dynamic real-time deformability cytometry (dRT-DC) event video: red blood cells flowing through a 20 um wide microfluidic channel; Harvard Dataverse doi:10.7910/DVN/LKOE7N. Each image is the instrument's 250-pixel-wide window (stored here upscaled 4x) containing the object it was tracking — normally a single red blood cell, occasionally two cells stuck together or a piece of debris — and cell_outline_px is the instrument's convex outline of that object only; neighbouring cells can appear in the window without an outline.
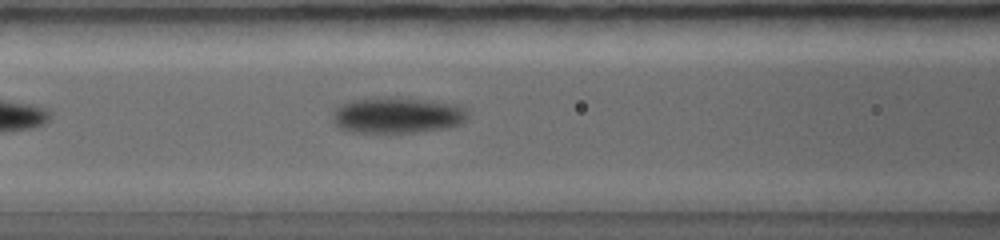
{"species": "common noctule bat (a hibernating species)", "species_latin": "Nyctalus noctula", "temperature_condition": "warm", "stored_images_in_passage": 10, "camera_frame_rate_fps": 5000, "um_per_image_px": 0.085, "animal": {"sex": "female", "body_mass_g": 19.0, "forearm_length_mm": 56.7}, "frame": {"image": 1, "passage_image": 5, "time_ms": 2.4, "image_size_px": [1000, 240], "cell_outline_px": [[468, 116], [460, 124], [440, 128], [412, 132], [360, 132], [340, 128], [332, 120], [332, 112], [336, 104], [352, 100], [372, 96], [424, 100], [456, 104], [468, 108]], "centroid_in_image_um": [33.7, 9.76], "position_along_channel_um": 132.9, "area_um2": 28.32}}
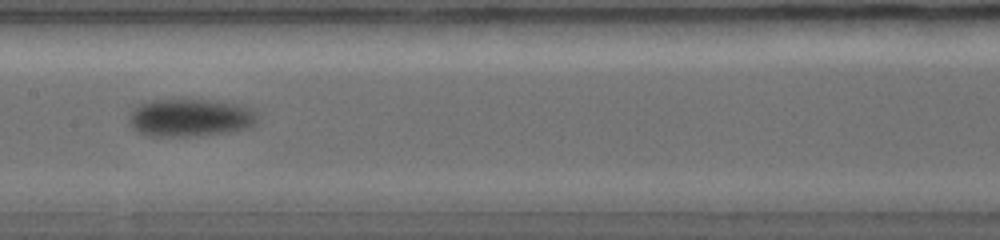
{"frame": {"image": 2, "passage_image": 7, "time_ms": 3.4, "image_size_px": [1000, 240], "cell_outline_px": [[256, 120], [248, 128], [184, 136], [148, 136], [132, 128], [128, 120], [128, 116], [140, 104], [156, 100], [204, 100], [236, 104], [252, 108], [256, 112]], "centroid_in_image_um": [16.11, 9.99], "position_along_channel_um": 191.3, "area_um2": 27.4}}
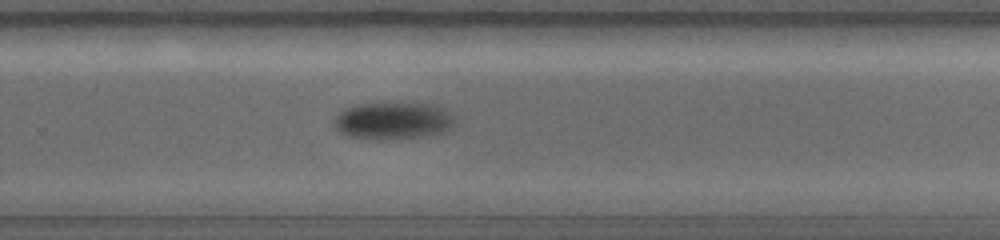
{"frame": {"image": 3, "passage_image": 10, "time_ms": 5.2, "image_size_px": [1000, 240], "cell_outline_px": [[456, 124], [448, 132], [436, 136], [348, 136], [340, 132], [336, 128], [332, 120], [340, 112], [356, 104], [420, 104], [440, 108], [452, 112]], "centroid_in_image_um": [33.49, 10.24], "position_along_channel_um": 296.3, "area_um2": 25.03}}